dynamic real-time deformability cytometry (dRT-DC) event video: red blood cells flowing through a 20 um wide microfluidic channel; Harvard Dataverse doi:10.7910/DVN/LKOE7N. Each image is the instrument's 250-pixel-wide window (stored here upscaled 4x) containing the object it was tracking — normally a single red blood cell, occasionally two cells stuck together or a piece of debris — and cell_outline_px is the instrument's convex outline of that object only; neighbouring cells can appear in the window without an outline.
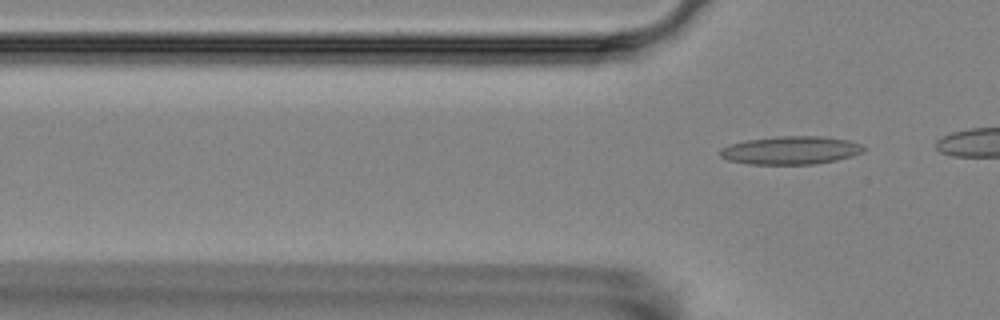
{"species": "Egyptian fruit bat (a non-hibernating species)", "species_latin": "Rousettus aegyptiacus", "temperature_condition": "room temperature", "stored_images_in_passage": 4, "camera_frame_rate_fps": 3000, "um_per_image_px": 0.085, "animal": {"sex": "female"}, "frame": {"image": 1, "passage_image": 4, "time_ms": 4.333, "image_size_px": [1000, 320], "cell_outline_px": [[864, 152], [852, 156], [836, 160], [812, 164], [748, 164], [728, 160], [720, 156], [720, 148], [728, 144], [748, 140], [776, 136], [824, 136], [848, 140], [860, 144], [864, 148]], "centroid_in_image_um": [67.19, 12.77], "position_along_channel_um": 58.6, "area_um2": 23.58}}